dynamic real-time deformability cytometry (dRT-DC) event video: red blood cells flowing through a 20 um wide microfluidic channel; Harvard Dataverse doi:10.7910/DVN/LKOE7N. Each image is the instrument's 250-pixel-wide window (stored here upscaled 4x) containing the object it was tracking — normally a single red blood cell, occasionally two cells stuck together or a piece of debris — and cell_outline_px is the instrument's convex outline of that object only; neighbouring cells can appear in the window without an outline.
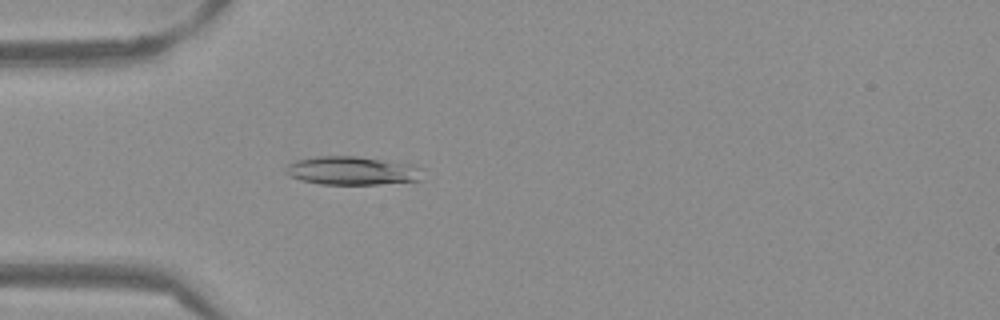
{"species": "Egyptian fruit bat (a non-hibernating species)", "species_latin": "Rousettus aegyptiacus", "temperature_condition": "warm", "stored_images_in_passage": 44, "camera_frame_rate_fps": 3000, "um_per_image_px": 0.085, "frame": {"image": 1, "passage_image": 7, "time_ms": 2.0, "image_size_px": [1000, 320], "cell_outline_px": [[424, 168], [420, 180], [376, 184], [320, 184], [300, 180], [288, 176], [284, 172], [284, 168], [288, 164], [296, 160], [316, 156], [356, 156], [412, 164]], "centroid_in_image_um": [29.9, 14.5], "position_along_channel_um": 55.1, "area_um2": 22.89}}
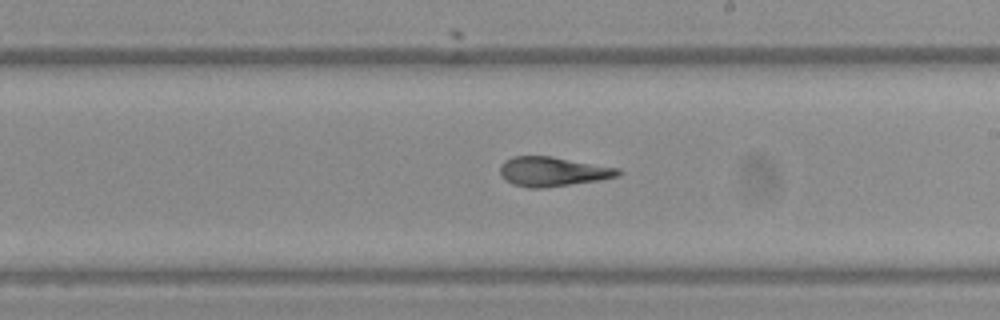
{"frame": {"image": 2, "passage_image": 22, "time_ms": 7.0, "image_size_px": [1000, 320], "cell_outline_px": [[624, 172], [620, 176], [600, 180], [544, 188], [528, 188], [512, 184], [504, 180], [500, 176], [500, 164], [504, 160], [512, 156], [552, 156], [620, 168]], "centroid_in_image_um": [46.99, 14.58], "position_along_channel_um": 242.0, "area_um2": 20.69}}
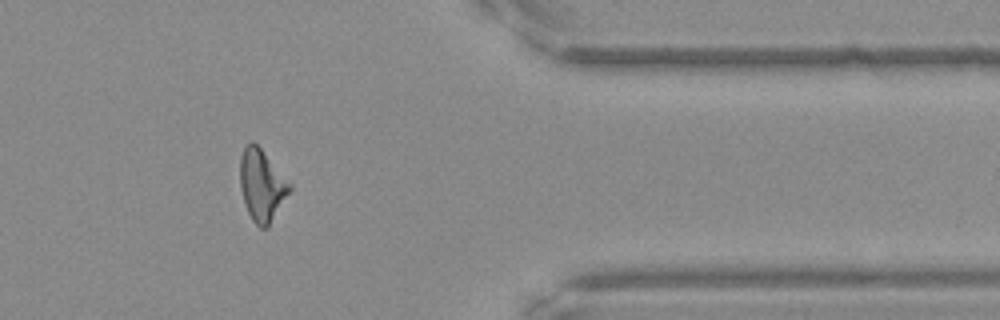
{"frame": {"image": 3, "passage_image": 35, "time_ms": 11.333, "image_size_px": [1000, 320], "cell_outline_px": [[292, 188], [268, 228], [260, 228], [252, 220], [248, 212], [240, 188], [240, 156], [244, 148], [252, 140], [260, 148], [292, 184]], "centroid_in_image_um": [22.26, 15.76], "position_along_channel_um": 389.1, "area_um2": 20.58}, "authors_computed_cell_mechanics": {"area_um2": 20.7213, "velocity_mm_per_s": 3.8441, "shape_relaxation_time_tau1_ms": null, "shape_relaxation_time_tau2_ms": 1.729, "deformation_change_tau1": null, "deformation_change_tau2": 0.0867}}